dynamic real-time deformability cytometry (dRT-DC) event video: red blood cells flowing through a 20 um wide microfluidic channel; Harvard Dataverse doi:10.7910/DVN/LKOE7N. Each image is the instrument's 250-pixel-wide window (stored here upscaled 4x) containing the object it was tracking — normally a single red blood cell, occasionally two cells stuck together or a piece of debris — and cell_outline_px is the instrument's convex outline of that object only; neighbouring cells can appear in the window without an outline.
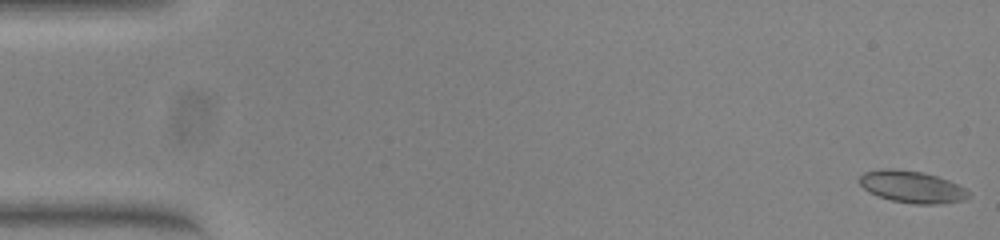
{"species": "common noctule bat (a hibernating species)", "species_latin": "Nyctalus noctula", "temperature_condition": "warm", "stored_images_in_passage": 54, "camera_frame_rate_fps": 3000, "um_per_image_px": 0.085, "animal": {"sex": "female", "body_mass_g": 23.0, "forearm_length_mm": 53.4}, "frame": {"image": 1, "passage_image": 1, "time_ms": 0.0, "image_size_px": [1000, 240], "cell_outline_px": [[972, 196], [964, 200], [944, 204], [916, 204], [892, 200], [868, 192], [860, 184], [860, 176], [864, 172], [884, 168], [892, 168], [920, 172], [936, 176], [948, 180], [964, 188]], "centroid_in_image_um": [77.53, 15.89], "position_along_channel_um": 7.5, "area_um2": 20.17}}
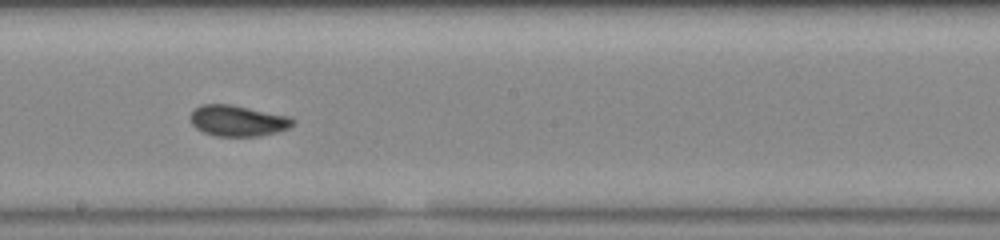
{"frame": {"image": 2, "passage_image": 30, "time_ms": 9.667, "image_size_px": [1000, 240], "cell_outline_px": [[296, 124], [288, 128], [276, 132], [260, 136], [216, 136], [204, 132], [196, 128], [192, 124], [188, 116], [200, 104], [232, 104], [292, 116], [296, 120]], "centroid_in_image_um": [20.25, 10.25], "position_along_channel_um": 228.0, "area_um2": 18.84}}
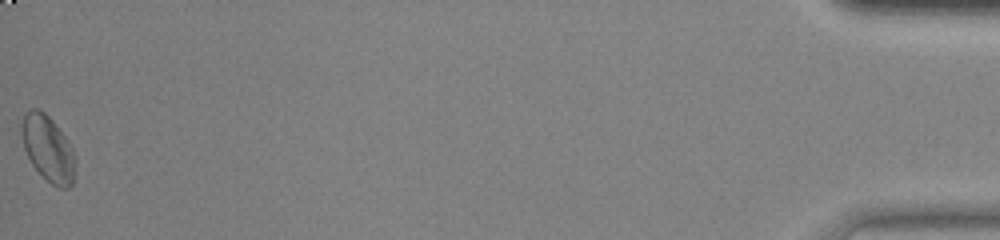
{"frame": {"image": 3, "passage_image": 54, "time_ms": 17.667, "image_size_px": [1000, 240], "cell_outline_px": [[76, 168], [72, 184], [68, 188], [60, 188], [52, 184], [32, 164], [24, 148], [20, 132], [20, 124], [24, 112], [32, 108], [40, 108], [52, 120], [64, 136], [72, 148], [76, 156]], "centroid_in_image_um": [4.07, 12.6], "position_along_channel_um": 431.1, "area_um2": 20.69}, "authors_computed_cell_mechanics": {"area_um2": 18.8717, "velocity_mm_per_s": 3.8144, "shape_relaxation_time_tau1_ms": 3.9098, "shape_relaxation_time_tau2_ms": 0.759, "deformation_change_tau1": 0.1297, "deformation_change_tau2": 0.0453}}